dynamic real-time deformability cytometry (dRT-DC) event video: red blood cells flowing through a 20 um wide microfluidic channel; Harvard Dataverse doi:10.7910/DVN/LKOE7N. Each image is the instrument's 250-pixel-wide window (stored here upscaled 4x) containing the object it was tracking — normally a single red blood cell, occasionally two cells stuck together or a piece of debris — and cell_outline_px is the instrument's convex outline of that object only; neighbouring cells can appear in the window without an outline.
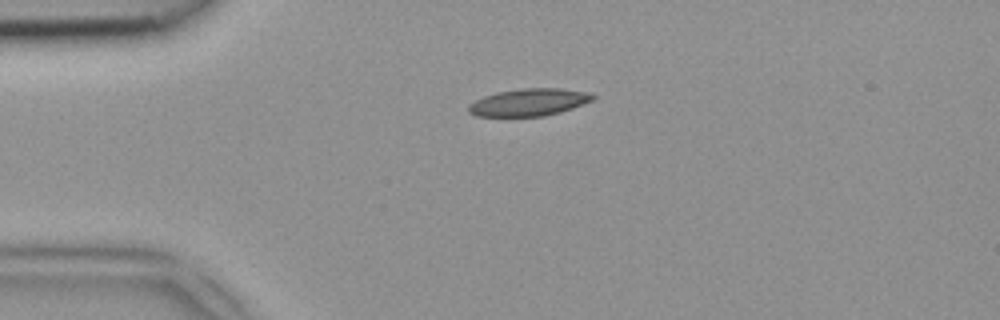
{"species": "common noctule bat (a hibernating species)", "species_latin": "Nyctalus noctula", "temperature_condition": "room temperature", "stored_images_in_passage": 31, "camera_frame_rate_fps": 3000, "um_per_image_px": 0.085, "animal": {"sex": "female", "body_mass_g": 18.4}, "frame": {"image": 1, "passage_image": 1, "time_ms": 0.0, "image_size_px": [1000, 320], "cell_outline_px": [[596, 100], [560, 112], [544, 116], [476, 116], [468, 112], [468, 104], [484, 96], [496, 92], [524, 88], [560, 88], [588, 92], [596, 96]], "centroid_in_image_um": [44.98, 8.69], "position_along_channel_um": 40.0, "area_um2": 19.88}}
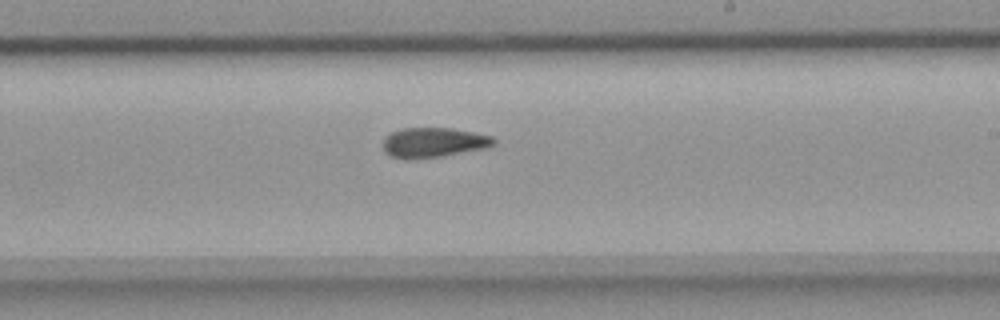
{"frame": {"image": 2, "passage_image": 18, "time_ms": 5.667, "image_size_px": [1000, 320], "cell_outline_px": [[496, 144], [488, 148], [444, 156], [392, 156], [384, 152], [384, 140], [392, 132], [400, 128], [452, 128], [492, 136], [496, 140]], "centroid_in_image_um": [36.96, 12.07], "position_along_channel_um": 252.0, "area_um2": 18.67}}
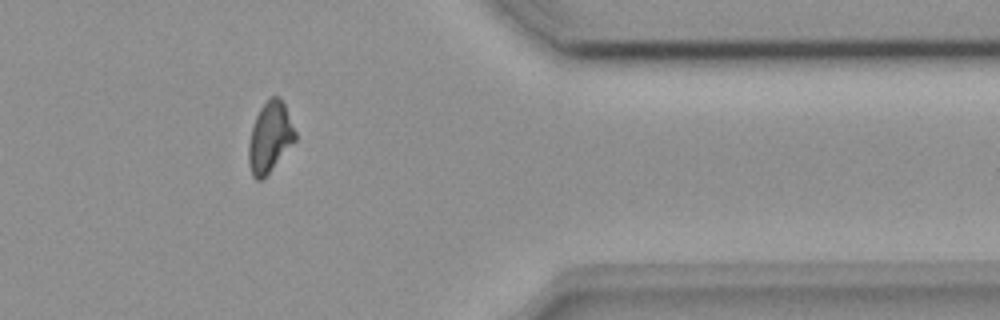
{"frame": {"image": 3, "passage_image": 29, "time_ms": 9.333, "image_size_px": [1000, 320], "cell_outline_px": [[296, 140], [268, 172], [260, 180], [256, 180], [252, 176], [248, 164], [248, 144], [252, 128], [256, 116], [260, 108], [272, 96], [280, 96], [284, 104], [296, 132]], "centroid_in_image_um": [22.93, 11.66], "position_along_channel_um": 388.5, "area_um2": 18.79}}